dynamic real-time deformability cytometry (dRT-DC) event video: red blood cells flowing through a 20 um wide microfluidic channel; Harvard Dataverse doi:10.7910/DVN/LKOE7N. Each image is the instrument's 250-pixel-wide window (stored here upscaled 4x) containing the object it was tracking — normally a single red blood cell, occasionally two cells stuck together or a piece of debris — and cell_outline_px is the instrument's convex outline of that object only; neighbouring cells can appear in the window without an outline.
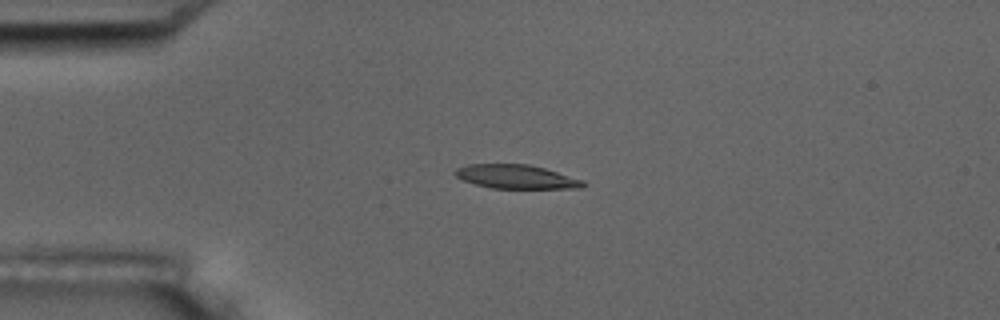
{"species": "common noctule bat (a hibernating species)", "species_latin": "Nyctalus noctula", "temperature_condition": "room temperature", "stored_images_in_passage": 6, "camera_frame_rate_fps": 3000, "um_per_image_px": 0.085, "animal": {"sex": "male", "body_mass_g": 17.5, "forearm_length_mm": 52.3}, "frame": {"image": 1, "passage_image": 5, "time_ms": 4.333, "image_size_px": [1000, 320], "cell_outline_px": [[588, 184], [580, 188], [492, 188], [476, 184], [464, 180], [456, 176], [452, 172], [456, 168], [468, 164], [528, 164], [544, 168], [584, 180]], "centroid_in_image_um": [43.88, 15.02], "position_along_channel_um": 41.1, "area_um2": 17.74}}